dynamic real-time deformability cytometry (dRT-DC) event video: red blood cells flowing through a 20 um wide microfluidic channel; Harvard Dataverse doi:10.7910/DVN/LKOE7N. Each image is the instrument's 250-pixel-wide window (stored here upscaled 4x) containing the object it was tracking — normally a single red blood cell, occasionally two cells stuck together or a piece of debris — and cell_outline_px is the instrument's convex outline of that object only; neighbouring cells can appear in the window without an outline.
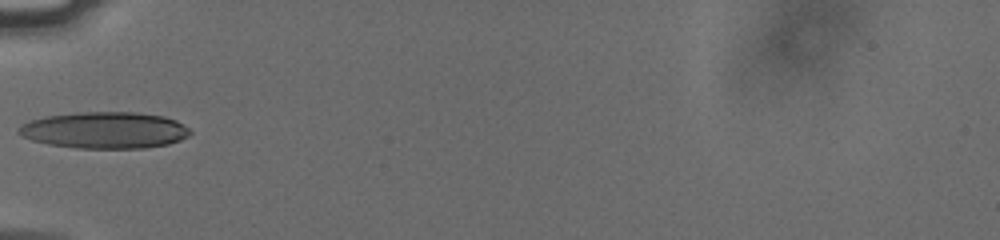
{"species": "human", "species_latin": "Homo sapiens", "temperature_condition": "cold", "stored_images_in_passage": 9, "camera_frame_rate_fps": 3000, "um_per_image_px": 0.085, "donor": {"sex": "male"}, "frame": {"image": 1, "passage_image": 1, "time_ms": 0.0, "image_size_px": [1000, 240], "cell_outline_px": [[192, 132], [188, 136], [180, 140], [168, 144], [144, 148], [76, 148], [48, 144], [32, 140], [20, 136], [16, 132], [28, 120], [44, 116], [76, 112], [136, 112], [164, 116], [176, 120], [184, 124]], "centroid_in_image_um": [8.89, 11.06], "position_along_channel_um": 76.1, "area_um2": 36.76}}